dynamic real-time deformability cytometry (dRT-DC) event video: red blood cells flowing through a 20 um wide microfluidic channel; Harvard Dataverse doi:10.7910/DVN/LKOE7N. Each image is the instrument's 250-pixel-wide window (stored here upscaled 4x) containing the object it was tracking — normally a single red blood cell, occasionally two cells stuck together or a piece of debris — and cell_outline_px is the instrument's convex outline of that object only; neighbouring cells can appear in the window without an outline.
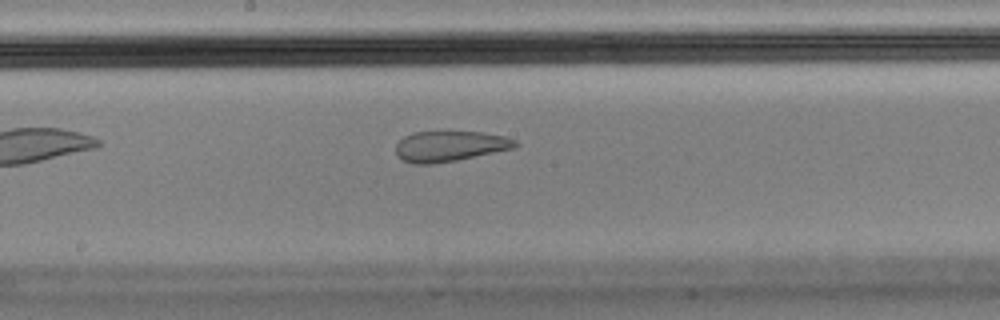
{"species": "Egyptian fruit bat (a non-hibernating species)", "species_latin": "Rousettus aegyptiacus", "temperature_condition": "cold", "stored_images_in_passage": 39, "camera_frame_rate_fps": 3000, "um_per_image_px": 0.085, "animal": {"sex": "male"}, "frame": {"image": 1, "passage_image": 12, "time_ms": 3.667, "image_size_px": [1000, 320], "cell_outline_px": [[520, 144], [516, 148], [456, 160], [432, 164], [412, 164], [404, 160], [396, 152], [396, 144], [404, 136], [412, 132], [444, 128], [480, 132], [504, 136], [516, 140]], "centroid_in_image_um": [38.24, 12.37], "position_along_channel_um": 210.0, "area_um2": 22.14}}